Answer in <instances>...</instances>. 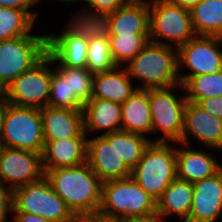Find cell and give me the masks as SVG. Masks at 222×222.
<instances>
[{
  "label": "cell",
  "mask_w": 222,
  "mask_h": 222,
  "mask_svg": "<svg viewBox=\"0 0 222 222\" xmlns=\"http://www.w3.org/2000/svg\"><path fill=\"white\" fill-rule=\"evenodd\" d=\"M45 178L77 218L98 213L102 181L88 162L73 167L47 170Z\"/></svg>",
  "instance_id": "obj_1"
},
{
  "label": "cell",
  "mask_w": 222,
  "mask_h": 222,
  "mask_svg": "<svg viewBox=\"0 0 222 222\" xmlns=\"http://www.w3.org/2000/svg\"><path fill=\"white\" fill-rule=\"evenodd\" d=\"M172 46L149 42L125 64L128 76L142 80L138 89L183 87L179 80L178 51Z\"/></svg>",
  "instance_id": "obj_2"
},
{
  "label": "cell",
  "mask_w": 222,
  "mask_h": 222,
  "mask_svg": "<svg viewBox=\"0 0 222 222\" xmlns=\"http://www.w3.org/2000/svg\"><path fill=\"white\" fill-rule=\"evenodd\" d=\"M98 214L115 219L156 218V201L132 178L102 182Z\"/></svg>",
  "instance_id": "obj_3"
},
{
  "label": "cell",
  "mask_w": 222,
  "mask_h": 222,
  "mask_svg": "<svg viewBox=\"0 0 222 222\" xmlns=\"http://www.w3.org/2000/svg\"><path fill=\"white\" fill-rule=\"evenodd\" d=\"M131 177L157 201L177 178L176 147L170 146L169 142L151 141L132 169Z\"/></svg>",
  "instance_id": "obj_4"
},
{
  "label": "cell",
  "mask_w": 222,
  "mask_h": 222,
  "mask_svg": "<svg viewBox=\"0 0 222 222\" xmlns=\"http://www.w3.org/2000/svg\"><path fill=\"white\" fill-rule=\"evenodd\" d=\"M3 147L43 153L45 140L40 109L7 103L0 123Z\"/></svg>",
  "instance_id": "obj_5"
},
{
  "label": "cell",
  "mask_w": 222,
  "mask_h": 222,
  "mask_svg": "<svg viewBox=\"0 0 222 222\" xmlns=\"http://www.w3.org/2000/svg\"><path fill=\"white\" fill-rule=\"evenodd\" d=\"M195 35L190 10L164 0L149 2V36L151 42L166 46H171V42H174L175 49H178Z\"/></svg>",
  "instance_id": "obj_6"
},
{
  "label": "cell",
  "mask_w": 222,
  "mask_h": 222,
  "mask_svg": "<svg viewBox=\"0 0 222 222\" xmlns=\"http://www.w3.org/2000/svg\"><path fill=\"white\" fill-rule=\"evenodd\" d=\"M14 212L39 215L50 222H75L78 218L43 179L13 190Z\"/></svg>",
  "instance_id": "obj_7"
},
{
  "label": "cell",
  "mask_w": 222,
  "mask_h": 222,
  "mask_svg": "<svg viewBox=\"0 0 222 222\" xmlns=\"http://www.w3.org/2000/svg\"><path fill=\"white\" fill-rule=\"evenodd\" d=\"M47 35H25L0 41V79L8 86L47 54Z\"/></svg>",
  "instance_id": "obj_8"
},
{
  "label": "cell",
  "mask_w": 222,
  "mask_h": 222,
  "mask_svg": "<svg viewBox=\"0 0 222 222\" xmlns=\"http://www.w3.org/2000/svg\"><path fill=\"white\" fill-rule=\"evenodd\" d=\"M176 87L148 89L152 132L163 131V136L156 142L178 144L181 139L187 98L186 95L177 98L178 96L171 93Z\"/></svg>",
  "instance_id": "obj_9"
},
{
  "label": "cell",
  "mask_w": 222,
  "mask_h": 222,
  "mask_svg": "<svg viewBox=\"0 0 222 222\" xmlns=\"http://www.w3.org/2000/svg\"><path fill=\"white\" fill-rule=\"evenodd\" d=\"M53 64L52 57L47 53L30 70L19 75L7 86L6 101L20 107L42 109L48 106Z\"/></svg>",
  "instance_id": "obj_10"
},
{
  "label": "cell",
  "mask_w": 222,
  "mask_h": 222,
  "mask_svg": "<svg viewBox=\"0 0 222 222\" xmlns=\"http://www.w3.org/2000/svg\"><path fill=\"white\" fill-rule=\"evenodd\" d=\"M222 37L195 35L186 44L177 49L178 70L181 65L190 73L180 74L179 80L184 85L191 77L203 74H215L222 70Z\"/></svg>",
  "instance_id": "obj_11"
},
{
  "label": "cell",
  "mask_w": 222,
  "mask_h": 222,
  "mask_svg": "<svg viewBox=\"0 0 222 222\" xmlns=\"http://www.w3.org/2000/svg\"><path fill=\"white\" fill-rule=\"evenodd\" d=\"M45 177L42 154L27 150L3 147L0 153V181L16 188Z\"/></svg>",
  "instance_id": "obj_12"
},
{
  "label": "cell",
  "mask_w": 222,
  "mask_h": 222,
  "mask_svg": "<svg viewBox=\"0 0 222 222\" xmlns=\"http://www.w3.org/2000/svg\"><path fill=\"white\" fill-rule=\"evenodd\" d=\"M87 162L102 182L131 177L132 170L116 152V132L87 138Z\"/></svg>",
  "instance_id": "obj_13"
},
{
  "label": "cell",
  "mask_w": 222,
  "mask_h": 222,
  "mask_svg": "<svg viewBox=\"0 0 222 222\" xmlns=\"http://www.w3.org/2000/svg\"><path fill=\"white\" fill-rule=\"evenodd\" d=\"M189 134L209 148L222 149V119L203 110L198 104L187 101L184 128L178 143L188 147Z\"/></svg>",
  "instance_id": "obj_14"
},
{
  "label": "cell",
  "mask_w": 222,
  "mask_h": 222,
  "mask_svg": "<svg viewBox=\"0 0 222 222\" xmlns=\"http://www.w3.org/2000/svg\"><path fill=\"white\" fill-rule=\"evenodd\" d=\"M222 214V168L214 175L193 183L187 222H217Z\"/></svg>",
  "instance_id": "obj_15"
},
{
  "label": "cell",
  "mask_w": 222,
  "mask_h": 222,
  "mask_svg": "<svg viewBox=\"0 0 222 222\" xmlns=\"http://www.w3.org/2000/svg\"><path fill=\"white\" fill-rule=\"evenodd\" d=\"M84 130L77 136L45 142L42 153L44 172L73 167L87 162V139Z\"/></svg>",
  "instance_id": "obj_16"
},
{
  "label": "cell",
  "mask_w": 222,
  "mask_h": 222,
  "mask_svg": "<svg viewBox=\"0 0 222 222\" xmlns=\"http://www.w3.org/2000/svg\"><path fill=\"white\" fill-rule=\"evenodd\" d=\"M45 142L77 137L84 130L83 109H40Z\"/></svg>",
  "instance_id": "obj_17"
},
{
  "label": "cell",
  "mask_w": 222,
  "mask_h": 222,
  "mask_svg": "<svg viewBox=\"0 0 222 222\" xmlns=\"http://www.w3.org/2000/svg\"><path fill=\"white\" fill-rule=\"evenodd\" d=\"M88 40L76 36L68 28L58 35H47V53L53 63L70 68H84L87 62Z\"/></svg>",
  "instance_id": "obj_18"
},
{
  "label": "cell",
  "mask_w": 222,
  "mask_h": 222,
  "mask_svg": "<svg viewBox=\"0 0 222 222\" xmlns=\"http://www.w3.org/2000/svg\"><path fill=\"white\" fill-rule=\"evenodd\" d=\"M215 159L201 149L176 147L177 179L195 183L216 174L222 168V164Z\"/></svg>",
  "instance_id": "obj_19"
},
{
  "label": "cell",
  "mask_w": 222,
  "mask_h": 222,
  "mask_svg": "<svg viewBox=\"0 0 222 222\" xmlns=\"http://www.w3.org/2000/svg\"><path fill=\"white\" fill-rule=\"evenodd\" d=\"M107 17L111 24V35L149 34L148 1L130 0Z\"/></svg>",
  "instance_id": "obj_20"
},
{
  "label": "cell",
  "mask_w": 222,
  "mask_h": 222,
  "mask_svg": "<svg viewBox=\"0 0 222 222\" xmlns=\"http://www.w3.org/2000/svg\"><path fill=\"white\" fill-rule=\"evenodd\" d=\"M83 123L86 135L89 131L97 132L102 129L107 130L101 135L121 131V104L100 98H90L83 105Z\"/></svg>",
  "instance_id": "obj_21"
},
{
  "label": "cell",
  "mask_w": 222,
  "mask_h": 222,
  "mask_svg": "<svg viewBox=\"0 0 222 222\" xmlns=\"http://www.w3.org/2000/svg\"><path fill=\"white\" fill-rule=\"evenodd\" d=\"M193 196V183L180 179L173 180L163 191L162 196L156 201V218L163 222L164 218L176 214L188 221Z\"/></svg>",
  "instance_id": "obj_22"
},
{
  "label": "cell",
  "mask_w": 222,
  "mask_h": 222,
  "mask_svg": "<svg viewBox=\"0 0 222 222\" xmlns=\"http://www.w3.org/2000/svg\"><path fill=\"white\" fill-rule=\"evenodd\" d=\"M130 79L126 69H120V66L108 72L95 74L91 98H100L123 104L138 89L132 86Z\"/></svg>",
  "instance_id": "obj_23"
},
{
  "label": "cell",
  "mask_w": 222,
  "mask_h": 222,
  "mask_svg": "<svg viewBox=\"0 0 222 222\" xmlns=\"http://www.w3.org/2000/svg\"><path fill=\"white\" fill-rule=\"evenodd\" d=\"M121 130L140 135L152 133V121L148 100V89H137L121 104Z\"/></svg>",
  "instance_id": "obj_24"
},
{
  "label": "cell",
  "mask_w": 222,
  "mask_h": 222,
  "mask_svg": "<svg viewBox=\"0 0 222 222\" xmlns=\"http://www.w3.org/2000/svg\"><path fill=\"white\" fill-rule=\"evenodd\" d=\"M190 14L196 35L222 37V0H201Z\"/></svg>",
  "instance_id": "obj_25"
},
{
  "label": "cell",
  "mask_w": 222,
  "mask_h": 222,
  "mask_svg": "<svg viewBox=\"0 0 222 222\" xmlns=\"http://www.w3.org/2000/svg\"><path fill=\"white\" fill-rule=\"evenodd\" d=\"M67 28L76 36L88 41L95 38H109L111 35V24L107 15L88 9L77 13V16L75 15L74 19L70 20Z\"/></svg>",
  "instance_id": "obj_26"
},
{
  "label": "cell",
  "mask_w": 222,
  "mask_h": 222,
  "mask_svg": "<svg viewBox=\"0 0 222 222\" xmlns=\"http://www.w3.org/2000/svg\"><path fill=\"white\" fill-rule=\"evenodd\" d=\"M110 51L117 66L132 60L149 42V34L110 35Z\"/></svg>",
  "instance_id": "obj_27"
},
{
  "label": "cell",
  "mask_w": 222,
  "mask_h": 222,
  "mask_svg": "<svg viewBox=\"0 0 222 222\" xmlns=\"http://www.w3.org/2000/svg\"><path fill=\"white\" fill-rule=\"evenodd\" d=\"M34 23L25 11L0 7V41L29 35Z\"/></svg>",
  "instance_id": "obj_28"
},
{
  "label": "cell",
  "mask_w": 222,
  "mask_h": 222,
  "mask_svg": "<svg viewBox=\"0 0 222 222\" xmlns=\"http://www.w3.org/2000/svg\"><path fill=\"white\" fill-rule=\"evenodd\" d=\"M187 101L198 103L201 99L222 96V70L215 74L191 77L182 87Z\"/></svg>",
  "instance_id": "obj_29"
},
{
  "label": "cell",
  "mask_w": 222,
  "mask_h": 222,
  "mask_svg": "<svg viewBox=\"0 0 222 222\" xmlns=\"http://www.w3.org/2000/svg\"><path fill=\"white\" fill-rule=\"evenodd\" d=\"M150 142V139L140 134L116 131V152L131 170L140 161Z\"/></svg>",
  "instance_id": "obj_30"
},
{
  "label": "cell",
  "mask_w": 222,
  "mask_h": 222,
  "mask_svg": "<svg viewBox=\"0 0 222 222\" xmlns=\"http://www.w3.org/2000/svg\"><path fill=\"white\" fill-rule=\"evenodd\" d=\"M56 72L63 78L68 79L70 92L84 105L90 100L93 93L94 75L86 68H70L57 66Z\"/></svg>",
  "instance_id": "obj_31"
},
{
  "label": "cell",
  "mask_w": 222,
  "mask_h": 222,
  "mask_svg": "<svg viewBox=\"0 0 222 222\" xmlns=\"http://www.w3.org/2000/svg\"><path fill=\"white\" fill-rule=\"evenodd\" d=\"M117 67L111 51L109 38L88 41L86 68L93 74L108 72Z\"/></svg>",
  "instance_id": "obj_32"
},
{
  "label": "cell",
  "mask_w": 222,
  "mask_h": 222,
  "mask_svg": "<svg viewBox=\"0 0 222 222\" xmlns=\"http://www.w3.org/2000/svg\"><path fill=\"white\" fill-rule=\"evenodd\" d=\"M48 106L53 108L83 109V104L70 92L68 79H63L55 70L52 72Z\"/></svg>",
  "instance_id": "obj_33"
},
{
  "label": "cell",
  "mask_w": 222,
  "mask_h": 222,
  "mask_svg": "<svg viewBox=\"0 0 222 222\" xmlns=\"http://www.w3.org/2000/svg\"><path fill=\"white\" fill-rule=\"evenodd\" d=\"M130 0H84L92 7L89 11L109 15L126 5ZM94 9V10H93Z\"/></svg>",
  "instance_id": "obj_34"
},
{
  "label": "cell",
  "mask_w": 222,
  "mask_h": 222,
  "mask_svg": "<svg viewBox=\"0 0 222 222\" xmlns=\"http://www.w3.org/2000/svg\"><path fill=\"white\" fill-rule=\"evenodd\" d=\"M0 181V222H12L6 219L7 212L12 211L13 213V191L9 187L8 189Z\"/></svg>",
  "instance_id": "obj_35"
},
{
  "label": "cell",
  "mask_w": 222,
  "mask_h": 222,
  "mask_svg": "<svg viewBox=\"0 0 222 222\" xmlns=\"http://www.w3.org/2000/svg\"><path fill=\"white\" fill-rule=\"evenodd\" d=\"M37 1L40 2L39 0H0V7L25 11L35 21L37 13L29 11V8L35 5Z\"/></svg>",
  "instance_id": "obj_36"
},
{
  "label": "cell",
  "mask_w": 222,
  "mask_h": 222,
  "mask_svg": "<svg viewBox=\"0 0 222 222\" xmlns=\"http://www.w3.org/2000/svg\"><path fill=\"white\" fill-rule=\"evenodd\" d=\"M203 110L222 119V96L201 99L197 103Z\"/></svg>",
  "instance_id": "obj_37"
},
{
  "label": "cell",
  "mask_w": 222,
  "mask_h": 222,
  "mask_svg": "<svg viewBox=\"0 0 222 222\" xmlns=\"http://www.w3.org/2000/svg\"><path fill=\"white\" fill-rule=\"evenodd\" d=\"M14 219L12 222H50L49 220L35 214L14 212Z\"/></svg>",
  "instance_id": "obj_38"
},
{
  "label": "cell",
  "mask_w": 222,
  "mask_h": 222,
  "mask_svg": "<svg viewBox=\"0 0 222 222\" xmlns=\"http://www.w3.org/2000/svg\"><path fill=\"white\" fill-rule=\"evenodd\" d=\"M79 222H121L120 219L109 218L100 214H92L78 218Z\"/></svg>",
  "instance_id": "obj_39"
},
{
  "label": "cell",
  "mask_w": 222,
  "mask_h": 222,
  "mask_svg": "<svg viewBox=\"0 0 222 222\" xmlns=\"http://www.w3.org/2000/svg\"><path fill=\"white\" fill-rule=\"evenodd\" d=\"M164 1L190 10L194 6L198 5L201 0H164Z\"/></svg>",
  "instance_id": "obj_40"
},
{
  "label": "cell",
  "mask_w": 222,
  "mask_h": 222,
  "mask_svg": "<svg viewBox=\"0 0 222 222\" xmlns=\"http://www.w3.org/2000/svg\"><path fill=\"white\" fill-rule=\"evenodd\" d=\"M121 222H159L157 218H133L122 219Z\"/></svg>",
  "instance_id": "obj_41"
},
{
  "label": "cell",
  "mask_w": 222,
  "mask_h": 222,
  "mask_svg": "<svg viewBox=\"0 0 222 222\" xmlns=\"http://www.w3.org/2000/svg\"><path fill=\"white\" fill-rule=\"evenodd\" d=\"M7 96V86L0 79V99H6Z\"/></svg>",
  "instance_id": "obj_42"
},
{
  "label": "cell",
  "mask_w": 222,
  "mask_h": 222,
  "mask_svg": "<svg viewBox=\"0 0 222 222\" xmlns=\"http://www.w3.org/2000/svg\"><path fill=\"white\" fill-rule=\"evenodd\" d=\"M6 104H7L6 99H0V123H1L2 114H3Z\"/></svg>",
  "instance_id": "obj_43"
},
{
  "label": "cell",
  "mask_w": 222,
  "mask_h": 222,
  "mask_svg": "<svg viewBox=\"0 0 222 222\" xmlns=\"http://www.w3.org/2000/svg\"><path fill=\"white\" fill-rule=\"evenodd\" d=\"M56 1H60V2H72V3H74V2H77V1H83L84 2V0H56Z\"/></svg>",
  "instance_id": "obj_44"
},
{
  "label": "cell",
  "mask_w": 222,
  "mask_h": 222,
  "mask_svg": "<svg viewBox=\"0 0 222 222\" xmlns=\"http://www.w3.org/2000/svg\"><path fill=\"white\" fill-rule=\"evenodd\" d=\"M2 148H3V146H2L1 139H0V153H1Z\"/></svg>",
  "instance_id": "obj_45"
}]
</instances>
